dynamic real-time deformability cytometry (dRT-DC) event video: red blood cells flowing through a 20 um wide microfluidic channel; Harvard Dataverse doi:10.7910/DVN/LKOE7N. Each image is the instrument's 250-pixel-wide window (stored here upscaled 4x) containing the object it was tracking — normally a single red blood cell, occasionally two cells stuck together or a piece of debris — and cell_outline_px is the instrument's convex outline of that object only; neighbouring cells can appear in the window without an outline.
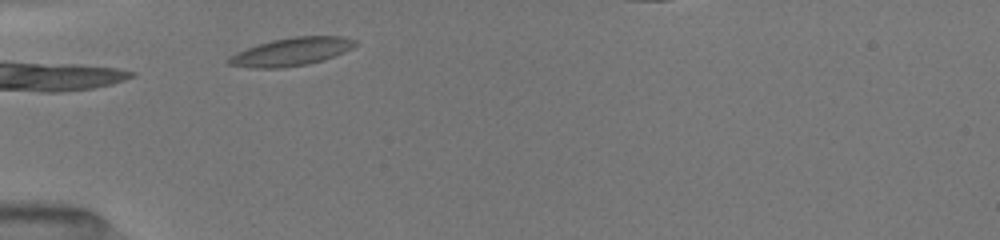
{"species": "common noctule bat (a hibernating species)", "species_latin": "Nyctalus noctula", "temperature_condition": "room temperature", "stored_images_in_passage": 3, "camera_frame_rate_fps": 3000, "um_per_image_px": 0.085, "animal": {"sex": "female", "body_mass_g": 19.5, "forearm_length_mm": 54.1}, "frame": {"image": 1, "passage_image": 1, "time_ms": 0.0, "image_size_px": [1000, 240], "cell_outline_px": [[356, 44], [352, 48], [344, 52], [320, 60], [304, 64], [280, 68], [252, 68], [228, 64], [224, 60], [236, 52], [256, 44], [272, 40], [292, 36], [344, 36], [356, 40]], "centroid_in_image_um": [24.71, 4.38], "position_along_channel_um": 60.3, "area_um2": 20.58}}